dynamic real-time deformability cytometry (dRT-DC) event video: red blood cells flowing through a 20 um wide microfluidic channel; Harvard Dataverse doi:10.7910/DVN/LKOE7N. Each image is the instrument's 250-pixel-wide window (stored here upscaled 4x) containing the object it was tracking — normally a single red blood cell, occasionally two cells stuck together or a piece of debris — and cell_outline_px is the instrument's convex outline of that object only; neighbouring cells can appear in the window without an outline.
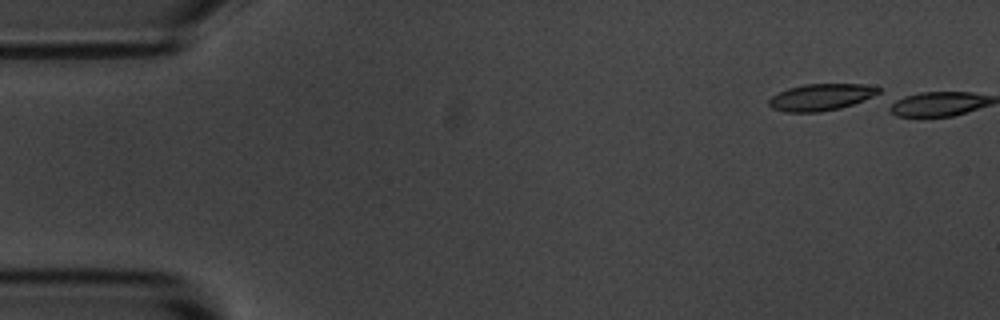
{"species": "common noctule bat (a hibernating species)", "species_latin": "Nyctalus noctula", "temperature_condition": "room temperature", "stored_images_in_passage": 2, "camera_frame_rate_fps": 3000, "um_per_image_px": 0.085, "animal": {"sex": "male", "body_mass_g": 20.1, "forearm_length_mm": 53.5}, "frame": {"image": 1, "passage_image": 1, "time_ms": 0.0, "image_size_px": [1000, 320], "cell_outline_px": [[880, 96], [840, 108], [820, 112], [784, 112], [772, 108], [768, 104], [768, 100], [772, 96], [788, 88], [804, 84], [864, 84], [880, 88]], "centroid_in_image_um": [69.84, 8.26], "position_along_channel_um": 15.2, "area_um2": 17.34}}